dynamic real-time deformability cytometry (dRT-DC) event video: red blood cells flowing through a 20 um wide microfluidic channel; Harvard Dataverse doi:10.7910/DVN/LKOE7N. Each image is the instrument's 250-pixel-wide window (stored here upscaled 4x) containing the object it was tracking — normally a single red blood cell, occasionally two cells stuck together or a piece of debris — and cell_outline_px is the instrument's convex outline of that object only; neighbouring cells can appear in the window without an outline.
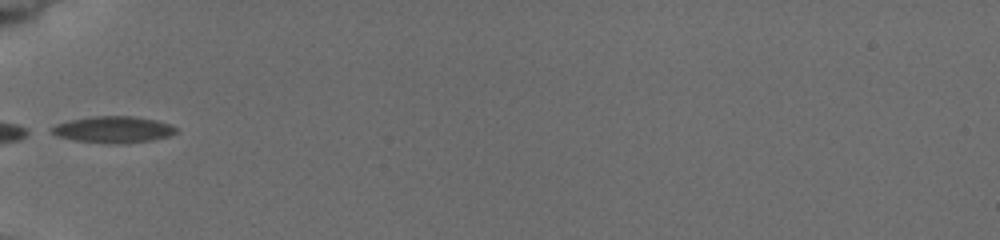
{"species": "common noctule bat (a hibernating species)", "species_latin": "Nyctalus noctula", "temperature_condition": "cold", "stored_images_in_passage": 4, "camera_frame_rate_fps": 3000, "um_per_image_px": 0.085, "animal": {"sex": "female", "body_mass_g": 19.5, "forearm_length_mm": 54.1}, "frame": {"image": 1, "passage_image": 1, "time_ms": 0.0, "image_size_px": [1000, 240], "cell_outline_px": [[176, 132], [168, 136], [152, 140], [120, 144], [108, 144], [76, 140], [56, 136], [48, 128], [56, 124], [72, 120], [92, 116], [132, 116], [156, 120], [168, 124], [176, 128]], "centroid_in_image_um": [9.59, 11.02], "position_along_channel_um": 75.4, "area_um2": 19.13}}
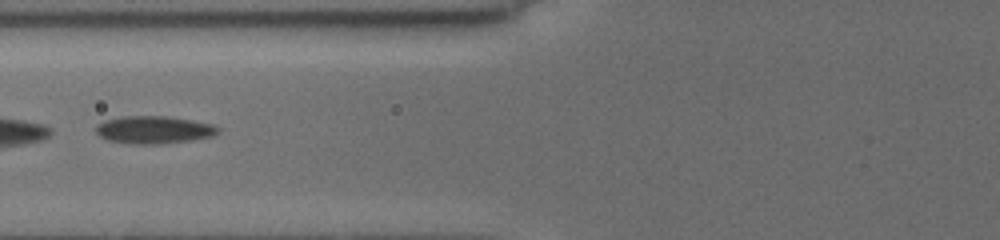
{"frame": {"image": 2, "passage_image": 2, "time_ms": 1.0, "image_size_px": [1000, 240], "cell_outline_px": [[220, 132], [212, 136], [192, 140], [164, 144], [132, 144], [108, 140], [100, 136], [96, 132], [96, 124], [104, 120], [120, 116], [168, 116], [192, 120], [212, 124], [220, 128]], "centroid_in_image_um": [13.08, 11.03], "position_along_channel_um": 112.7, "area_um2": 19.88}}
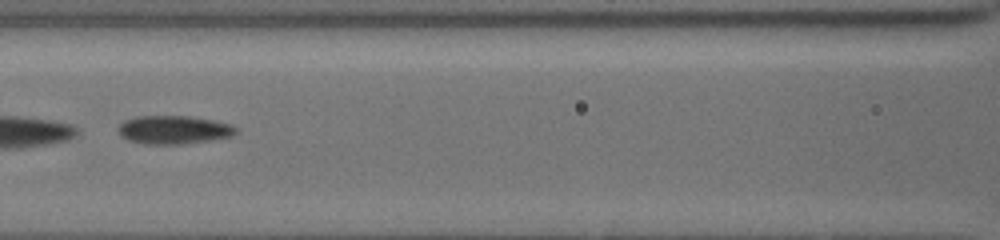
{"frame": {"image": 3, "passage_image": 3, "time_ms": 2.0, "image_size_px": [1000, 240], "cell_outline_px": [[236, 132], [232, 136], [212, 140], [184, 144], [144, 144], [128, 140], [120, 136], [116, 128], [124, 120], [136, 116], [188, 116], [212, 120], [232, 124], [236, 128]], "centroid_in_image_um": [14.73, 11.03], "position_along_channel_um": 151.9, "area_um2": 19.65}}